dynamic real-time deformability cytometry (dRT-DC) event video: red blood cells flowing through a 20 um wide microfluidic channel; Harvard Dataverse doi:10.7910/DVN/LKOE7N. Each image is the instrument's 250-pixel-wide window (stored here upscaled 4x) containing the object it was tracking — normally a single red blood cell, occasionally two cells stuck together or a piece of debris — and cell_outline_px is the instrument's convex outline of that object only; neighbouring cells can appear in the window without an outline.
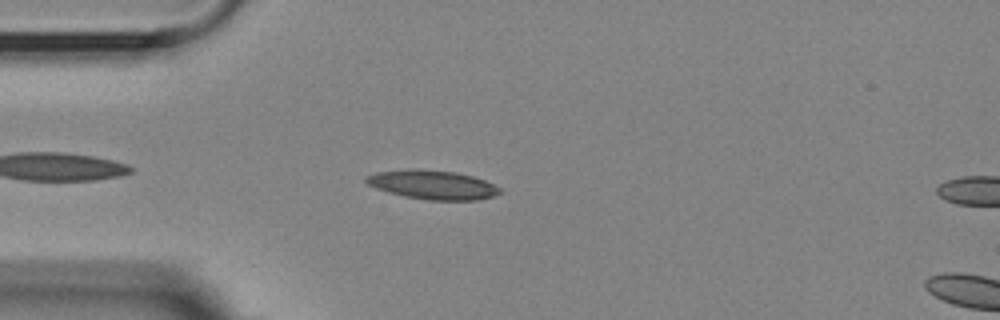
{"species": "Egyptian fruit bat (a non-hibernating species)", "species_latin": "Rousettus aegyptiacus", "temperature_condition": "room temperature", "stored_images_in_passage": 45, "camera_frame_rate_fps": 3000, "um_per_image_px": 0.085, "animal": {"sex": "female"}, "frame": {"image": 1, "passage_image": 4, "time_ms": 1.0, "image_size_px": [1000, 320], "cell_outline_px": [[504, 192], [492, 196], [476, 200], [428, 200], [404, 196], [388, 192], [376, 188], [368, 184], [364, 180], [364, 176], [376, 172], [408, 168], [416, 168], [456, 172], [472, 176], [484, 180], [500, 188]], "centroid_in_image_um": [36.74, 15.69], "position_along_channel_um": 48.3, "area_um2": 22.77}}
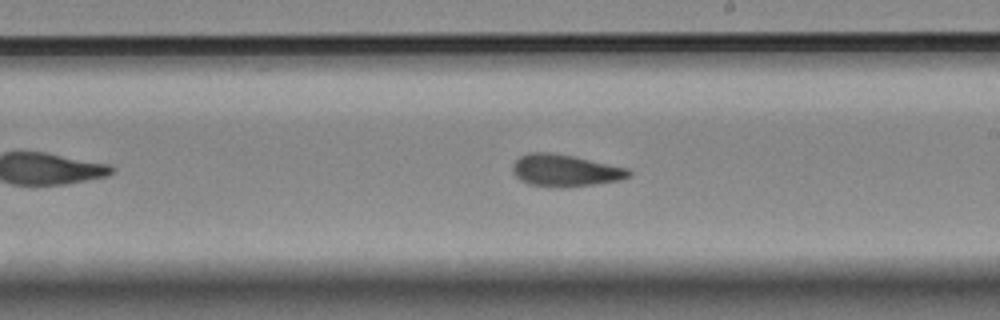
{"frame": {"image": 2, "passage_image": 21, "time_ms": 6.667, "image_size_px": [1000, 320], "cell_outline_px": [[632, 172], [628, 176], [620, 180], [564, 188], [560, 188], [528, 184], [520, 180], [512, 172], [512, 164], [520, 156], [528, 152], [552, 152], [576, 156], [628, 168]], "centroid_in_image_um": [48.0, 14.48], "position_along_channel_um": 241.0, "area_um2": 21.91}}
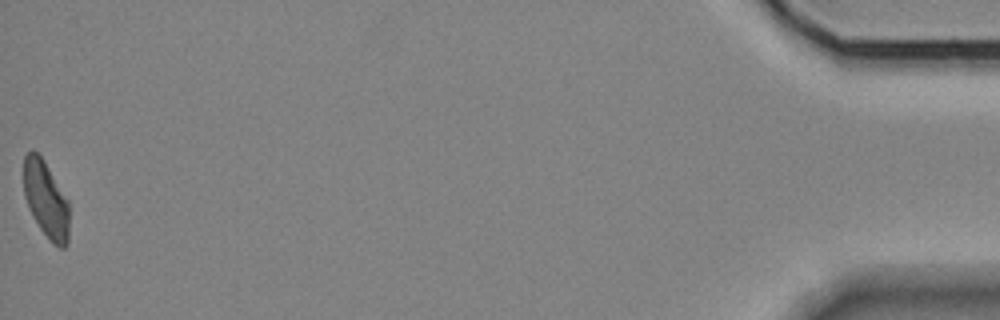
{"frame": {"image": 3, "passage_image": 45, "time_ms": 14.667, "image_size_px": [1000, 320], "cell_outline_px": [[68, 244], [64, 248], [60, 248], [52, 244], [40, 228], [28, 208], [24, 196], [24, 156], [32, 148], [44, 160], [68, 200]], "centroid_in_image_um": [3.9, 16.97], "position_along_channel_um": 431.3, "area_um2": 20.35}, "authors_computed_cell_mechanics": {"area_um2": 20.9814, "velocity_mm_per_s": 3.5938, "shape_relaxation_time_tau1_ms": 7.8427, "shape_relaxation_time_tau2_ms": 2.4951, "deformation_change_tau1": 0.2127, "deformation_change_tau2": 0.1052}}